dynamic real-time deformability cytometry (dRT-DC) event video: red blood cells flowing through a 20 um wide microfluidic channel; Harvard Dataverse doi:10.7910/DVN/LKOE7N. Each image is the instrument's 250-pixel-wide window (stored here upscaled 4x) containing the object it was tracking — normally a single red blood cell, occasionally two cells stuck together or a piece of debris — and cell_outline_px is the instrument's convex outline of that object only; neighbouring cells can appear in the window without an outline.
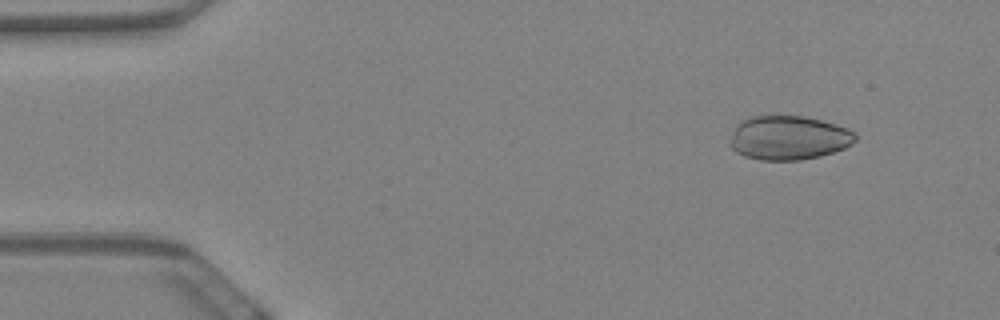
{"species": "Egyptian fruit bat (a non-hibernating species)", "species_latin": "Rousettus aegyptiacus", "temperature_condition": "warm", "stored_images_in_passage": 12, "camera_frame_rate_fps": 3000, "um_per_image_px": 0.085, "animal": {"sex": "female"}, "frame": {"image": 1, "passage_image": 3, "time_ms": 0.667, "image_size_px": [1000, 320], "cell_outline_px": [[856, 140], [852, 144], [844, 148], [820, 156], [800, 160], [760, 160], [744, 156], [736, 152], [728, 144], [728, 140], [736, 124], [740, 120], [752, 116], [804, 116], [836, 124], [848, 128], [856, 132]], "centroid_in_image_um": [67.0, 11.71], "position_along_channel_um": 18.0, "area_um2": 32.54}}